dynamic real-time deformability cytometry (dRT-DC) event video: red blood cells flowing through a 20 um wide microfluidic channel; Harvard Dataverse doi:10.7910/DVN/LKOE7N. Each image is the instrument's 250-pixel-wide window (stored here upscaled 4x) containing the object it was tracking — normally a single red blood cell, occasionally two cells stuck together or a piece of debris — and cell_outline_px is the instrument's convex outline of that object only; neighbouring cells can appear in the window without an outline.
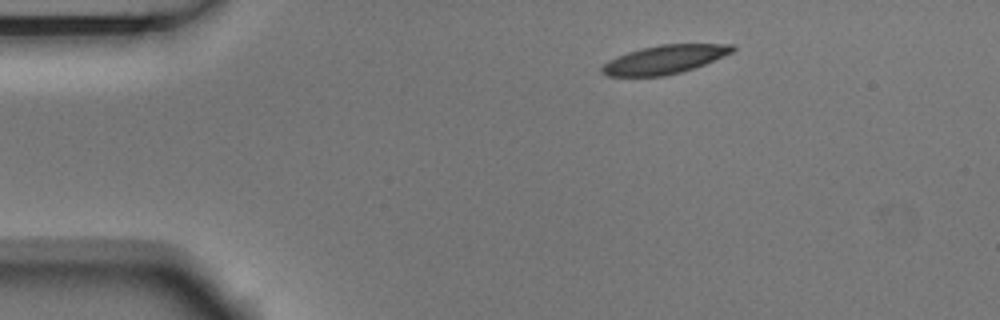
{"species": "Egyptian fruit bat (a non-hibernating species)", "species_latin": "Rousettus aegyptiacus", "temperature_condition": "room temperature", "stored_images_in_passage": 4, "camera_frame_rate_fps": 3000, "um_per_image_px": 0.085, "animal": {"sex": "male"}, "frame": {"image": 1, "passage_image": 1, "time_ms": 0.0, "image_size_px": [1000, 320], "cell_outline_px": [[736, 48], [732, 52], [704, 64], [680, 72], [664, 76], [604, 76], [600, 72], [600, 68], [608, 60], [616, 56], [628, 52], [660, 44], [732, 44]], "centroid_in_image_um": [56.43, 5.06], "position_along_channel_um": 28.6, "area_um2": 21.56}}
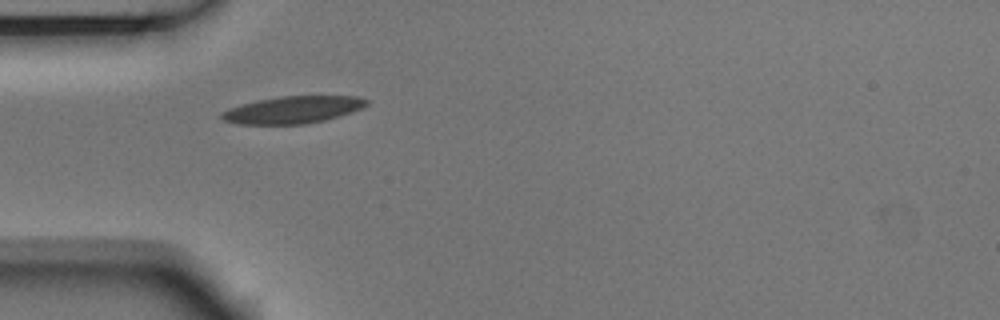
{"frame": {"image": 2, "passage_image": 3, "time_ms": 0.667, "image_size_px": [1000, 320], "cell_outline_px": [[368, 104], [352, 112], [324, 120], [304, 124], [240, 124], [224, 120], [220, 116], [220, 112], [228, 108], [240, 104], [280, 96], [360, 96], [368, 100]], "centroid_in_image_um": [24.88, 9.32], "position_along_channel_um": 60.1, "area_um2": 22.83}}
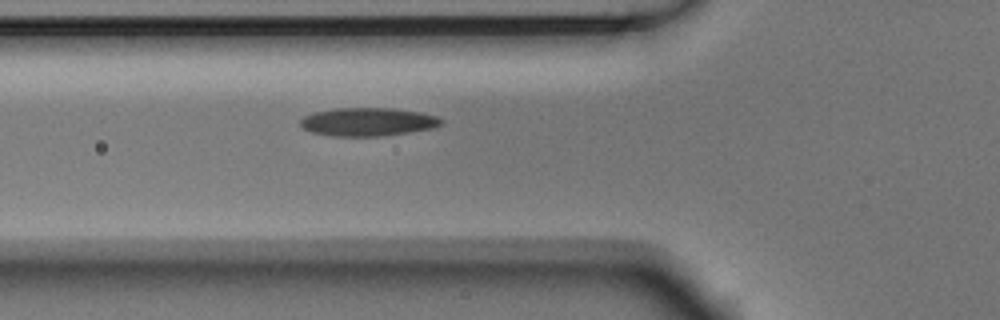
{"frame": {"image": 3, "passage_image": 4, "time_ms": 1.0, "image_size_px": [1000, 320], "cell_outline_px": [[444, 124], [436, 128], [380, 136], [332, 136], [312, 132], [304, 128], [300, 124], [300, 120], [304, 116], [312, 112], [332, 108], [392, 108], [420, 112], [436, 116], [444, 120]], "centroid_in_image_um": [31.29, 10.35], "position_along_channel_um": 94.5, "area_um2": 23.41}}